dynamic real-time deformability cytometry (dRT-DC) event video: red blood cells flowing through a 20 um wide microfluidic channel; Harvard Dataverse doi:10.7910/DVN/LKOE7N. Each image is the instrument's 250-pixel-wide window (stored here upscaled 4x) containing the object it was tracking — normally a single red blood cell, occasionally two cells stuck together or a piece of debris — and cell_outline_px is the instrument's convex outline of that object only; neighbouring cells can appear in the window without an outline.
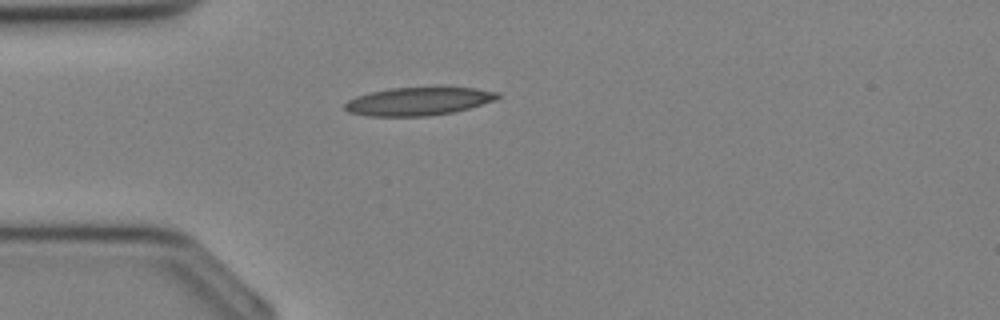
{"species": "Egyptian fruit bat (a non-hibernating species)", "species_latin": "Rousettus aegyptiacus", "temperature_condition": "cold", "stored_images_in_passage": 26, "camera_frame_rate_fps": 3000, "um_per_image_px": 0.085, "animal": {"sex": "female"}, "frame": {"image": 1, "passage_image": 1, "time_ms": 0.0, "image_size_px": [1000, 320], "cell_outline_px": [[500, 96], [496, 100], [468, 108], [452, 112], [428, 116], [368, 116], [348, 112], [344, 108], [344, 104], [348, 100], [356, 96], [372, 92], [392, 88], [476, 88], [500, 92]], "centroid_in_image_um": [35.56, 8.62], "position_along_channel_um": 49.4, "area_um2": 24.8}}
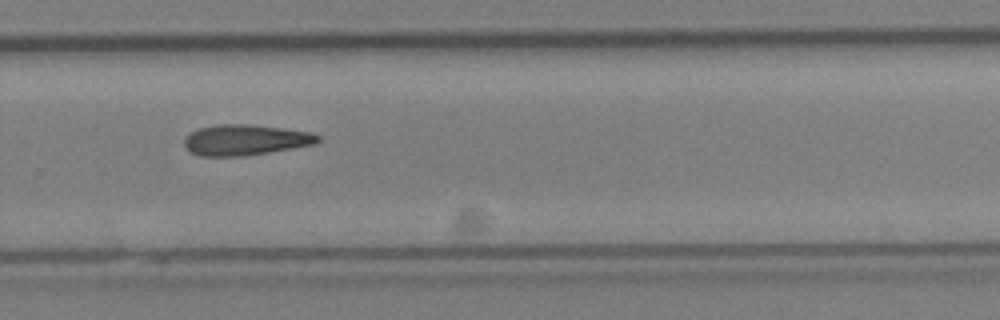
{"frame": {"image": 2, "passage_image": 15, "time_ms": 4.667, "image_size_px": [1000, 320], "cell_outline_px": [[320, 140], [316, 144], [244, 156], [200, 156], [192, 152], [184, 144], [184, 140], [192, 132], [200, 128], [216, 124], [244, 124], [280, 128], [308, 132], [320, 136]], "centroid_in_image_um": [20.86, 11.9], "position_along_channel_um": 308.9, "area_um2": 23.47}}
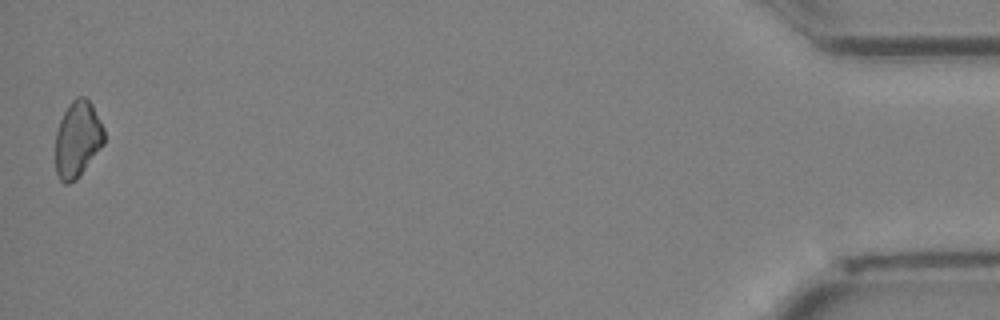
{"frame": {"image": 3, "passage_image": 26, "time_ms": 8.333, "image_size_px": [1000, 320], "cell_outline_px": [[104, 144], [80, 176], [76, 180], [68, 184], [64, 184], [60, 180], [56, 172], [56, 132], [60, 120], [64, 112], [72, 100], [76, 96], [84, 96], [92, 104], [104, 128]], "centroid_in_image_um": [6.6, 11.85], "position_along_channel_um": 428.6, "area_um2": 21.73}}